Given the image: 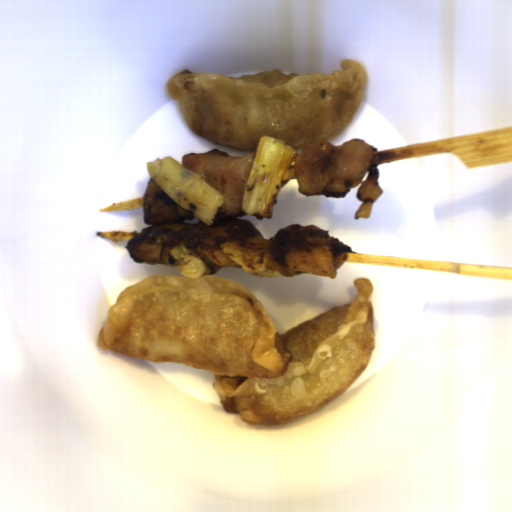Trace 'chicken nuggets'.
Returning a JSON list of instances; mask_svg holds the SVG:
<instances>
[{"label":"chicken nuggets","mask_w":512,"mask_h":512,"mask_svg":"<svg viewBox=\"0 0 512 512\" xmlns=\"http://www.w3.org/2000/svg\"><path fill=\"white\" fill-rule=\"evenodd\" d=\"M258 142L253 151L243 156H232L219 149L206 153H186L181 165L202 177L222 198V204L210 225L201 220L199 247L221 268H242L222 251V244L230 241L260 239L263 235L248 220L242 210L243 196L257 156Z\"/></svg>","instance_id":"obj_1"},{"label":"chicken nuggets","mask_w":512,"mask_h":512,"mask_svg":"<svg viewBox=\"0 0 512 512\" xmlns=\"http://www.w3.org/2000/svg\"><path fill=\"white\" fill-rule=\"evenodd\" d=\"M376 151L377 148L362 138L339 146L322 139L303 147L294 166L299 193L305 197L343 198L351 188L361 184L357 188L361 204L354 213L355 220L370 218L373 204L382 195Z\"/></svg>","instance_id":"obj_2"},{"label":"chicken nuggets","mask_w":512,"mask_h":512,"mask_svg":"<svg viewBox=\"0 0 512 512\" xmlns=\"http://www.w3.org/2000/svg\"><path fill=\"white\" fill-rule=\"evenodd\" d=\"M352 249L315 225H287L269 241L268 266L283 277L313 274L335 278Z\"/></svg>","instance_id":"obj_3"},{"label":"chicken nuggets","mask_w":512,"mask_h":512,"mask_svg":"<svg viewBox=\"0 0 512 512\" xmlns=\"http://www.w3.org/2000/svg\"><path fill=\"white\" fill-rule=\"evenodd\" d=\"M193 218L188 209L174 201L151 178L143 203V220L151 226L142 229L125 245L132 260L137 264L175 265L171 251L192 228L189 220Z\"/></svg>","instance_id":"obj_4"}]
</instances>
